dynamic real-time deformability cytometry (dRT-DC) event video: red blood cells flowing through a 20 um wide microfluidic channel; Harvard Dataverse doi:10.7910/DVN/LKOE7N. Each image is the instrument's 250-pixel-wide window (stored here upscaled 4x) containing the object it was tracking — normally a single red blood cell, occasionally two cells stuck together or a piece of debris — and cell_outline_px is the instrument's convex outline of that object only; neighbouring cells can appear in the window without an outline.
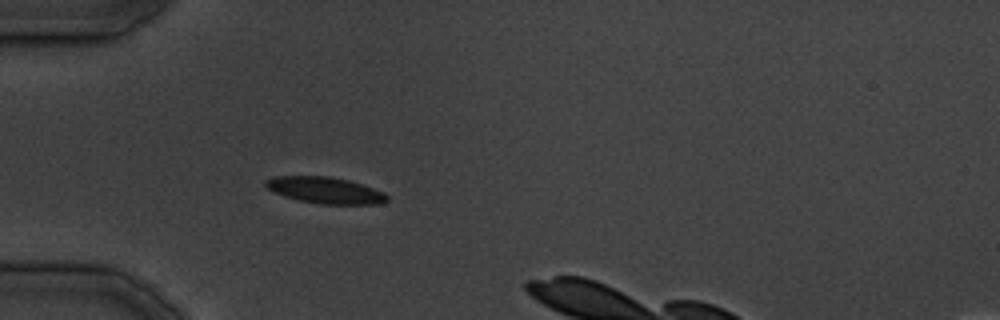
{"species": "common noctule bat (a hibernating species)", "species_latin": "Nyctalus noctula", "temperature_condition": "cold", "stored_images_in_passage": 22, "camera_frame_rate_fps": 3000, "um_per_image_px": 0.085, "animal": {"sex": "male", "body_mass_g": 19.5, "forearm_length_mm": 54.6}, "frame": {"image": 1, "passage_image": 1, "time_ms": 0.0, "image_size_px": [1000, 320], "cell_outline_px": [[388, 200], [380, 204], [320, 204], [300, 200], [284, 196], [272, 192], [264, 184], [264, 180], [276, 176], [328, 176], [348, 180], [384, 192], [388, 196]], "centroid_in_image_um": [27.62, 16.17], "position_along_channel_um": 57.4, "area_um2": 18.61}}
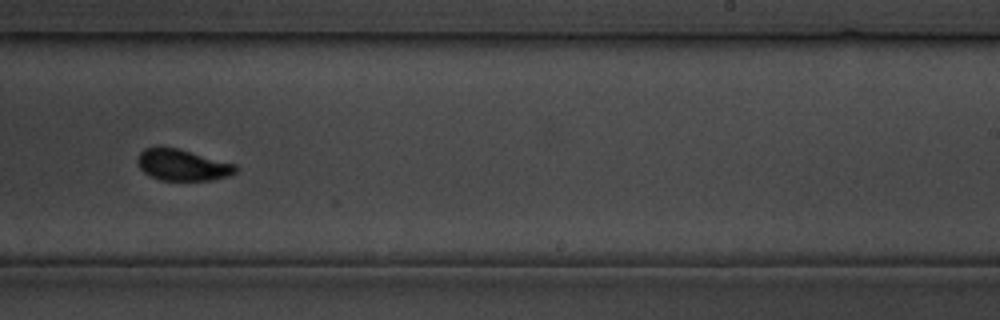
{"frame": {"image": 2, "passage_image": 13, "time_ms": 15.0, "image_size_px": [1000, 320], "cell_outline_px": [[240, 168], [236, 172], [228, 176], [212, 180], [160, 180], [144, 172], [136, 164], [136, 160], [140, 152], [144, 148], [156, 144], [160, 144], [180, 148], [236, 164]], "centroid_in_image_um": [15.48, 13.97], "position_along_channel_um": 273.5, "area_um2": 18.55}}